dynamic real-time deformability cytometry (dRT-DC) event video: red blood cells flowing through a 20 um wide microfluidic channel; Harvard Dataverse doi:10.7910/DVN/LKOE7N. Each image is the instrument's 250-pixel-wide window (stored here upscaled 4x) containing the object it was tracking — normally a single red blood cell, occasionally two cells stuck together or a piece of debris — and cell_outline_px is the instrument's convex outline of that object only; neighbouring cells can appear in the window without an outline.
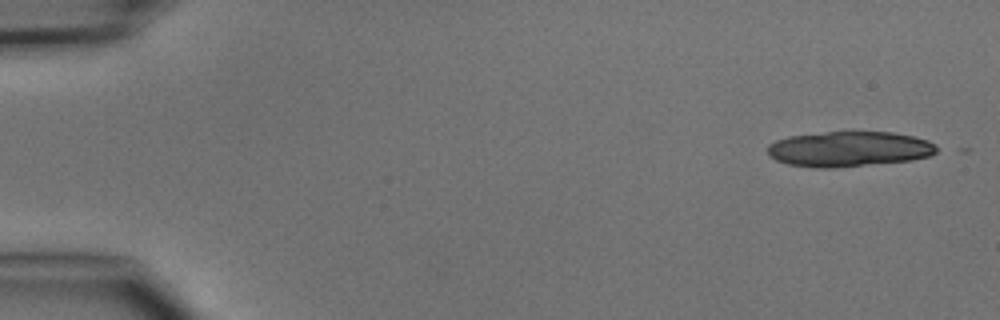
{"species": "common noctule bat (a hibernating species)", "species_latin": "Nyctalus noctula", "temperature_condition": "cold", "stored_images_in_passage": 7, "camera_frame_rate_fps": 3000, "um_per_image_px": 0.085, "animal": {"sex": "male", "body_mass_g": 15.6}, "frame": {"image": 1, "passage_image": 1, "time_ms": 0.0, "image_size_px": [1000, 320], "cell_outline_px": [[936, 152], [928, 156], [912, 160], [832, 168], [816, 168], [788, 164], [776, 160], [768, 156], [768, 144], [776, 140], [788, 136], [828, 132], [892, 132], [912, 136], [928, 140], [936, 144]], "centroid_in_image_um": [72.14, 12.67], "position_along_channel_um": 12.9, "area_um2": 34.68}}
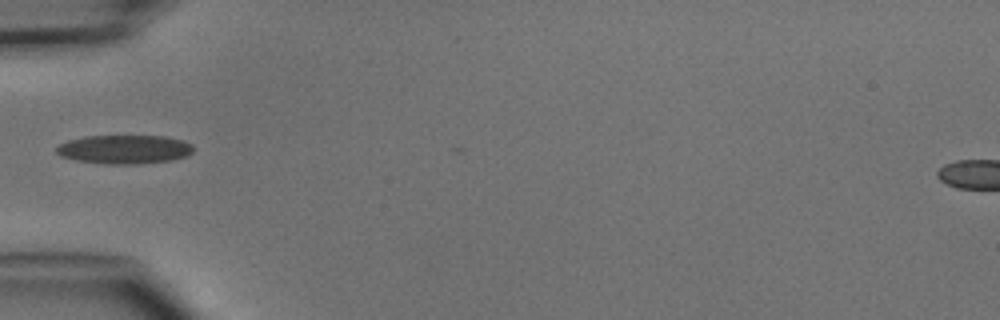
{"frame": {"image": 2, "passage_image": 5, "time_ms": 4.667, "image_size_px": [1000, 320], "cell_outline_px": [[192, 152], [188, 156], [172, 160], [136, 164], [108, 164], [76, 160], [60, 156], [56, 152], [56, 148], [60, 144], [68, 140], [84, 136], [164, 136], [184, 140], [192, 144]], "centroid_in_image_um": [10.59, 12.69], "position_along_channel_um": 74.4, "area_um2": 23.06}}
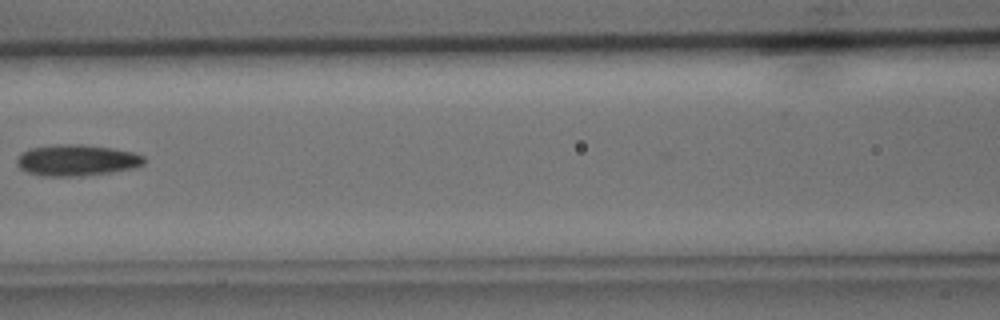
{"frame": {"image": 3, "passage_image": 7, "time_ms": 6.667, "image_size_px": [1000, 320], "cell_outline_px": [[144, 164], [132, 168], [112, 172], [72, 176], [40, 176], [28, 172], [20, 168], [16, 164], [16, 160], [20, 152], [28, 148], [56, 144], [84, 144], [112, 148], [132, 152], [144, 156]], "centroid_in_image_um": [6.46, 13.6], "position_along_channel_um": 160.1, "area_um2": 23.24}}